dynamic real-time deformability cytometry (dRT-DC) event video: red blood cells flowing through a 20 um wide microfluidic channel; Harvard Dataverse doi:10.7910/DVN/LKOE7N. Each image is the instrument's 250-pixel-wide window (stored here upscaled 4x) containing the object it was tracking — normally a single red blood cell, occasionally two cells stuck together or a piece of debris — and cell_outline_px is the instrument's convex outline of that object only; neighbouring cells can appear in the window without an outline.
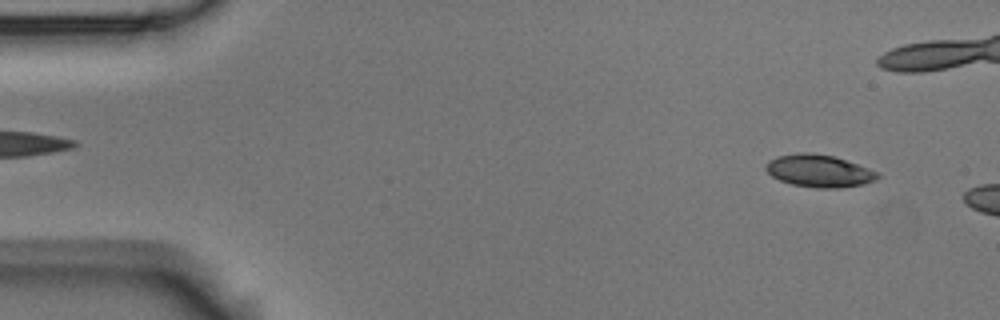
{"species": "Egyptian fruit bat (a non-hibernating species)", "species_latin": "Rousettus aegyptiacus", "temperature_condition": "room temperature", "stored_images_in_passage": 2, "camera_frame_rate_fps": 3000, "um_per_image_px": 0.085, "animal": {"sex": "male"}, "frame": {"image": 1, "passage_image": 1, "time_ms": 0.0, "image_size_px": [1000, 320], "cell_outline_px": [[880, 176], [876, 180], [864, 184], [840, 188], [816, 188], [792, 184], [780, 180], [772, 176], [764, 168], [768, 160], [776, 156], [796, 152], [808, 152], [832, 156], [856, 164], [876, 172]], "centroid_in_image_um": [69.57, 14.53], "position_along_channel_um": 15.4, "area_um2": 20.98}}